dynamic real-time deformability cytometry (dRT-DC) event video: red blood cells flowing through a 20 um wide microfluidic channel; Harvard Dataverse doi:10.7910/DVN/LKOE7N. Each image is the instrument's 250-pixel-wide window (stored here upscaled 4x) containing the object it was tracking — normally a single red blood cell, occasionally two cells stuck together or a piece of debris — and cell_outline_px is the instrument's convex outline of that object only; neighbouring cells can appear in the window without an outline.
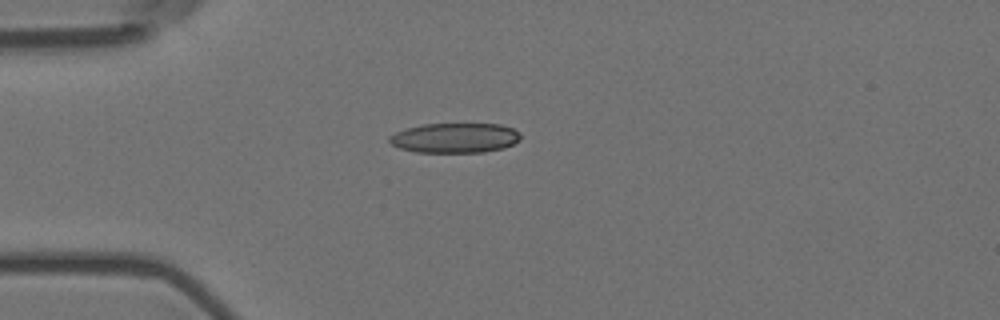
{"species": "Egyptian fruit bat (a non-hibernating species)", "species_latin": "Rousettus aegyptiacus", "temperature_condition": "room temperature", "stored_images_in_passage": 3, "camera_frame_rate_fps": 3000, "um_per_image_px": 0.085, "animal": {"sex": "female"}, "frame": {"image": 1, "passage_image": 3, "time_ms": 0.667, "image_size_px": [1000, 320], "cell_outline_px": [[520, 140], [504, 148], [484, 152], [416, 152], [400, 148], [392, 144], [388, 140], [388, 136], [396, 132], [408, 128], [424, 124], [500, 124], [512, 128], [520, 132]], "centroid_in_image_um": [38.68, 11.72], "position_along_channel_um": 46.3, "area_um2": 22.77}}